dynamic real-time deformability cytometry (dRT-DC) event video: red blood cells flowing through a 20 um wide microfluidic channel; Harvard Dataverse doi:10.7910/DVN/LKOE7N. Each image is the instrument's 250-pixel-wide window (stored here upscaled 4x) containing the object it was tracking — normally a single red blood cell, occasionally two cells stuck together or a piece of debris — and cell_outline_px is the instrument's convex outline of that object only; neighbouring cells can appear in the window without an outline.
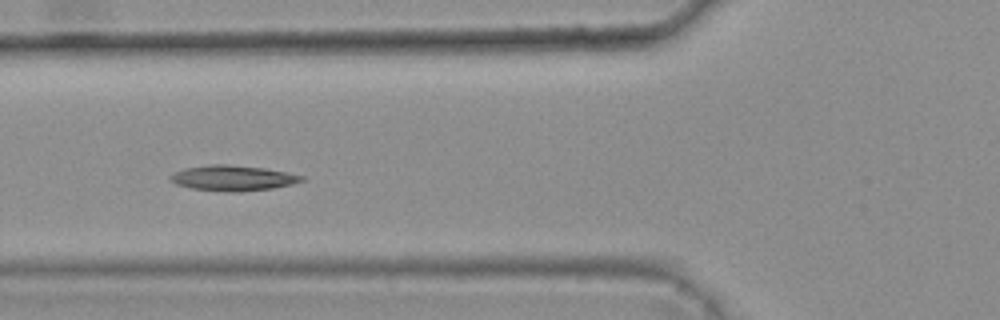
{"species": "common noctule bat (a hibernating species)", "species_latin": "Nyctalus noctula", "temperature_condition": "warm", "stored_images_in_passage": 36, "camera_frame_rate_fps": 3000, "um_per_image_px": 0.085, "animal": {"sex": "female", "body_mass_g": 25.1}, "frame": {"image": 1, "passage_image": 11, "time_ms": 3.333, "image_size_px": [1000, 320], "cell_outline_px": [[304, 180], [292, 184], [272, 188], [240, 192], [228, 192], [192, 188], [176, 184], [168, 180], [168, 176], [184, 168], [208, 164], [228, 164], [264, 168], [288, 172], [304, 176]], "centroid_in_image_um": [19.77, 15.13], "position_along_channel_um": 106.0, "area_um2": 19.54}, "authors_computed_cell_mechanics": {"area_um2": 18.2359, "velocity_mm_per_s": 3.7505, "shape_relaxation_time_tau1_ms": 8.4981, "shape_relaxation_time_tau2_ms": 4.4445, "deformation_change_tau1": 0.1738, "deformation_change_tau2": 0.0935}}